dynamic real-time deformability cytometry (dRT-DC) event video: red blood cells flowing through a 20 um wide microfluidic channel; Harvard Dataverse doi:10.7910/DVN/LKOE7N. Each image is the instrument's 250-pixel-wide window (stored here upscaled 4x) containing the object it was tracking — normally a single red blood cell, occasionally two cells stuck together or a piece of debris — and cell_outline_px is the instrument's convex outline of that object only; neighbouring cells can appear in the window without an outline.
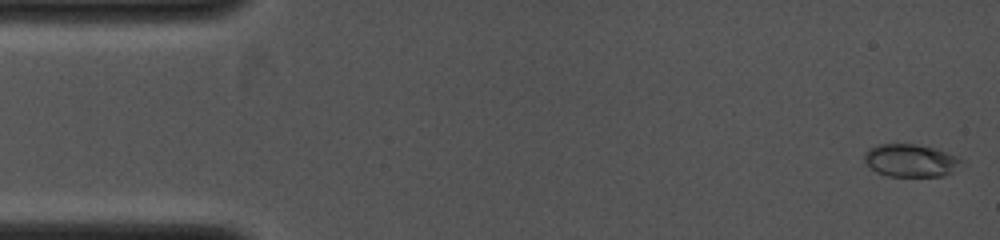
{"species": "common noctule bat (a hibernating species)", "species_latin": "Nyctalus noctula", "temperature_condition": "cold", "stored_images_in_passage": 8, "camera_frame_rate_fps": 4000, "um_per_image_px": 0.085, "animal": {"sex": "female", "body_mass_g": 19.0, "forearm_length_mm": 53.3}, "frame": {"image": 1, "passage_image": 1, "time_ms": 0.0, "image_size_px": [1000, 240], "cell_outline_px": [[964, 160], [952, 172], [944, 176], [888, 176], [876, 172], [864, 160], [864, 152], [868, 148], [880, 144], [912, 144], [936, 148], [956, 156]], "centroid_in_image_um": [77.4, 13.64], "position_along_channel_um": 7.6, "area_um2": 18.44}}
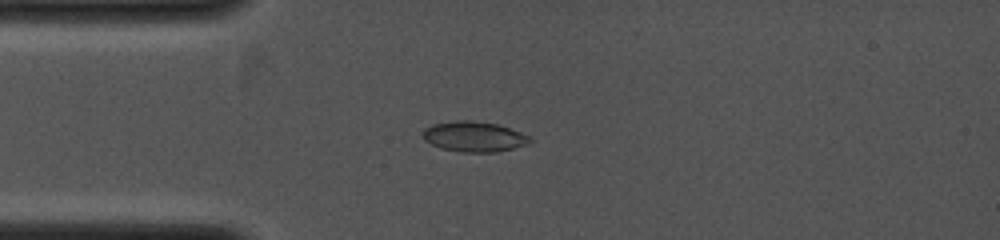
{"frame": {"image": 2, "passage_image": 7, "time_ms": 3.0, "image_size_px": [1000, 240], "cell_outline_px": [[532, 140], [528, 144], [496, 152], [460, 152], [440, 148], [424, 140], [420, 132], [424, 128], [432, 124], [456, 120], [468, 120], [496, 124], [520, 132], [528, 136]], "centroid_in_image_um": [40.23, 11.61], "position_along_channel_um": 44.8, "area_um2": 18.9}}